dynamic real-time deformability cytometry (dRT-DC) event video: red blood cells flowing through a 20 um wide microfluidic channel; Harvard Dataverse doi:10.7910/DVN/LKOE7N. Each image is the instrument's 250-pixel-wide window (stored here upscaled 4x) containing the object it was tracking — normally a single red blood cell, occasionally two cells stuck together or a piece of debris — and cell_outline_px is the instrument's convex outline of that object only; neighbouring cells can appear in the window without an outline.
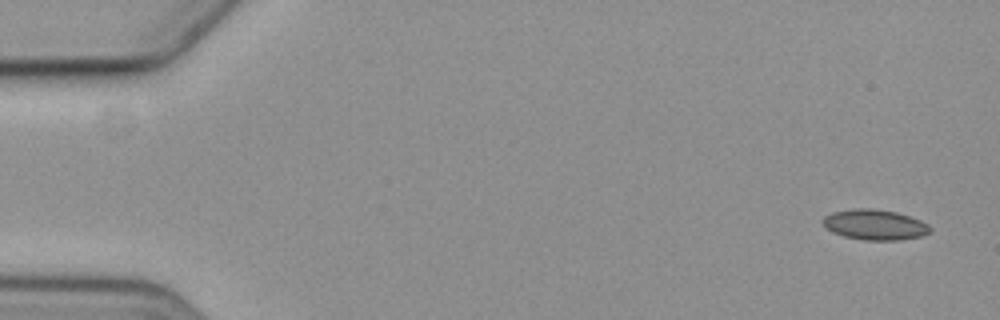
{"species": "common noctule bat (a hibernating species)", "species_latin": "Nyctalus noctula", "temperature_condition": "cold", "stored_images_in_passage": 5, "camera_frame_rate_fps": 3000, "um_per_image_px": 0.085, "animal": {"sex": "female", "body_mass_g": 19.3, "forearm_length_mm": 54.1}, "frame": {"image": 1, "passage_image": 1, "time_ms": 0.0, "image_size_px": [1000, 320], "cell_outline_px": [[932, 232], [920, 236], [900, 240], [864, 240], [844, 236], [832, 232], [824, 224], [824, 216], [832, 212], [856, 208], [868, 208], [896, 212], [920, 220], [928, 224], [932, 228]], "centroid_in_image_um": [74.39, 19.1], "position_along_channel_um": 10.6, "area_um2": 18.84}}
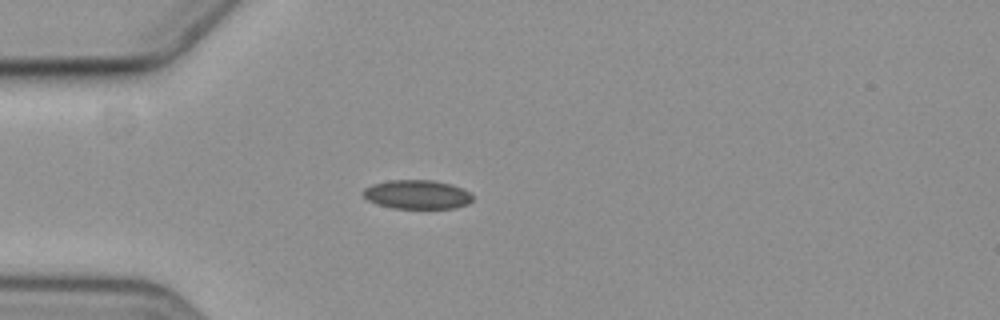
{"frame": {"image": 2, "passage_image": 5, "time_ms": 4.667, "image_size_px": [1000, 320], "cell_outline_px": [[472, 200], [468, 204], [456, 208], [392, 208], [376, 204], [368, 200], [364, 196], [364, 188], [372, 184], [388, 180], [432, 180], [452, 184], [468, 192], [472, 196]], "centroid_in_image_um": [35.44, 16.53], "position_along_channel_um": 49.6, "area_um2": 18.44}}